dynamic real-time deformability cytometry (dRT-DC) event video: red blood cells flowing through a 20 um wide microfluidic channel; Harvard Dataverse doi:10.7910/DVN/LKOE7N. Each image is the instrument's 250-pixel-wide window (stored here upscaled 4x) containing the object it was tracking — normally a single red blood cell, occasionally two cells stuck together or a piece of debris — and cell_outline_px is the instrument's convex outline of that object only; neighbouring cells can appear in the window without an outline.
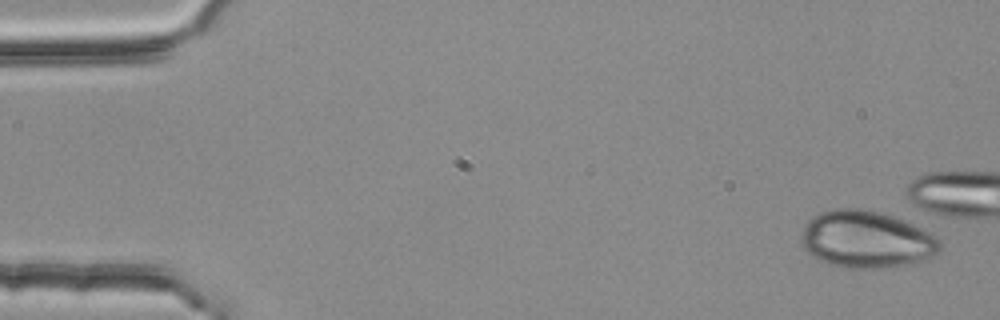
{"species": "common noctule bat (a hibernating species)", "species_latin": "Nyctalus noctula", "temperature_condition": "room temperature", "stored_images_in_passage": 2, "camera_frame_rate_fps": 3000, "um_per_image_px": 0.085, "animal": {"sex": "female", "body_mass_g": 25.1}, "frame": {"image": 1, "passage_image": 1, "time_ms": 0.0, "image_size_px": [1000, 320], "cell_outline_px": [[940, 252], [936, 256], [912, 264], [884, 268], [844, 268], [828, 264], [812, 256], [800, 244], [800, 236], [808, 220], [812, 216], [820, 212], [836, 208], [860, 208], [884, 212], [896, 216], [936, 236], [940, 240]], "centroid_in_image_um": [73.64, 20.35], "position_along_channel_um": 11.4, "area_um2": 46.82}}